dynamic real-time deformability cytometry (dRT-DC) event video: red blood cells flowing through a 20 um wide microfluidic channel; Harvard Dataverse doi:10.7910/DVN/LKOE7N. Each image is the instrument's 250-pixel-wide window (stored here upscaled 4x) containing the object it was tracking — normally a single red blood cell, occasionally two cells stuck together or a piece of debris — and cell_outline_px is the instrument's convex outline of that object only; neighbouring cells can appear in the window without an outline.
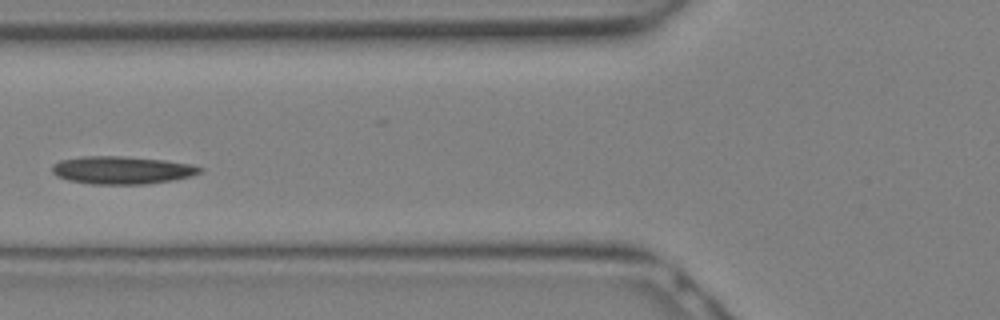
{"species": "Egyptian fruit bat (a non-hibernating species)", "species_latin": "Rousettus aegyptiacus", "temperature_condition": "warm", "stored_images_in_passage": 10, "camera_frame_rate_fps": 3000, "um_per_image_px": 0.085, "animal": {"sex": "female"}, "frame": {"image": 1, "passage_image": 9, "time_ms": 2.667, "image_size_px": [1000, 320], "cell_outline_px": [[204, 172], [172, 180], [148, 184], [88, 184], [68, 180], [56, 176], [52, 172], [52, 164], [60, 160], [84, 156], [120, 156], [164, 160], [192, 164], [204, 168]], "centroid_in_image_um": [10.36, 14.46], "position_along_channel_um": 115.4, "area_um2": 24.04}}